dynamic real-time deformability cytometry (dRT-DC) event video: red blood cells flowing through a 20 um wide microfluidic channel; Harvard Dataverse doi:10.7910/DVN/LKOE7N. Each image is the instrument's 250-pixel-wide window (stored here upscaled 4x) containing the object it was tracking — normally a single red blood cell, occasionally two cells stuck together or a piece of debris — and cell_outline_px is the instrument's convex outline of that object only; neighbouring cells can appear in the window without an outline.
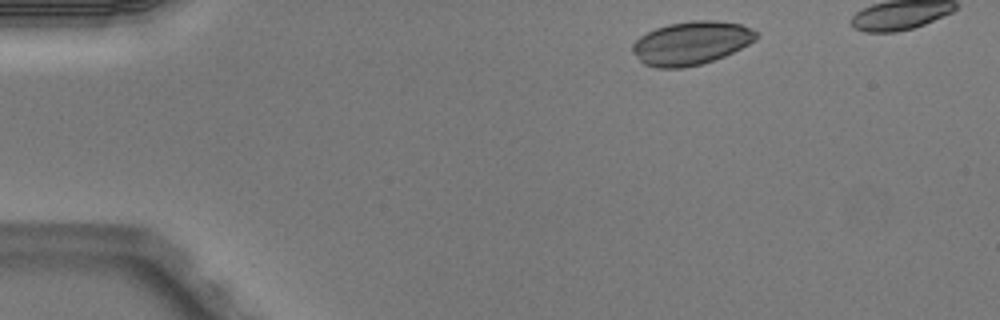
{"species": "Egyptian fruit bat (a non-hibernating species)", "species_latin": "Rousettus aegyptiacus", "temperature_condition": "warm", "stored_images_in_passage": 4, "camera_frame_rate_fps": 3000, "um_per_image_px": 0.085, "animal": {"sex": "male"}, "frame": {"image": 1, "passage_image": 1, "time_ms": 0.0, "image_size_px": [1000, 320], "cell_outline_px": [[760, 36], [756, 40], [724, 56], [700, 64], [680, 68], [656, 68], [644, 64], [632, 52], [632, 44], [640, 36], [656, 28], [668, 24], [692, 20], [712, 20], [740, 24], [752, 28], [760, 32]], "centroid_in_image_um": [58.77, 3.65], "position_along_channel_um": 26.2, "area_um2": 31.27}}